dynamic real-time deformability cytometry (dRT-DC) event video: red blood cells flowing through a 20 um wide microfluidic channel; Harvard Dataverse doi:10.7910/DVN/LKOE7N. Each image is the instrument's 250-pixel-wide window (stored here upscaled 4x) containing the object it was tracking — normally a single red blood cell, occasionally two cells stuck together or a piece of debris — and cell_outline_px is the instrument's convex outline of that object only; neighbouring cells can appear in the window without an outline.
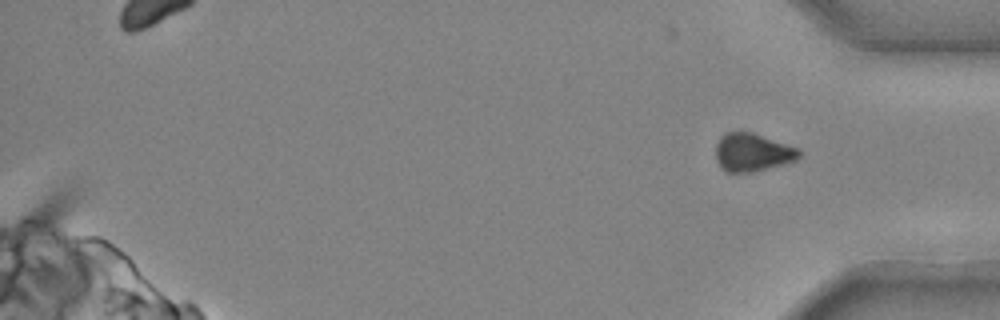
{"species": "common noctule bat (a hibernating species)", "species_latin": "Nyctalus noctula", "temperature_condition": "cold", "stored_images_in_passage": 27, "camera_frame_rate_fps": 3000, "um_per_image_px": 0.085, "animal": {"sex": "male", "body_mass_g": 20.4}, "frame": {"image": 1, "passage_image": 27, "time_ms": 8.667, "image_size_px": [1000, 320], "cell_outline_px": [[800, 156], [796, 160], [784, 164], [752, 172], [724, 172], [720, 168], [716, 160], [716, 144], [720, 136], [724, 132], [752, 132], [800, 148]], "centroid_in_image_um": [63.94, 12.95], "position_along_channel_um": 371.3, "area_um2": 18.73}}